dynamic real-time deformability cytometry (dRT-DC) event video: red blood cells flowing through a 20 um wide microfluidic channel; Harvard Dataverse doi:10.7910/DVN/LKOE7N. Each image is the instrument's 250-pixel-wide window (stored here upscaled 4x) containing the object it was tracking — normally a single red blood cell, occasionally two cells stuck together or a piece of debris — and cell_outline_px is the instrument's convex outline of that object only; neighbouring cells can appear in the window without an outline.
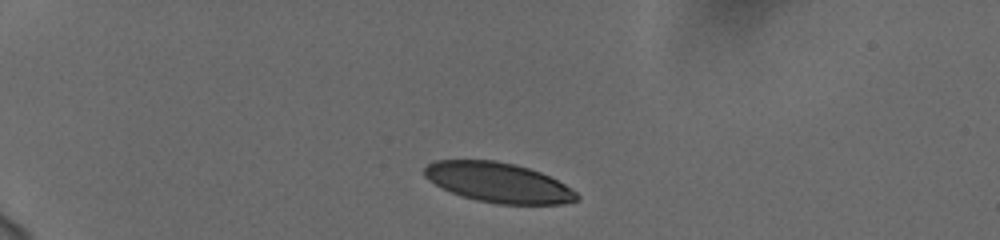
{"species": "human", "species_latin": "Homo sapiens", "temperature_condition": "cold", "stored_images_in_passage": 43, "camera_frame_rate_fps": 3000, "um_per_image_px": 0.085, "donor": {"sex": "female"}, "frame": {"image": 1, "passage_image": 1, "time_ms": 0.0, "image_size_px": [1000, 240], "cell_outline_px": [[580, 200], [564, 204], [496, 204], [476, 200], [452, 192], [428, 180], [424, 176], [424, 168], [428, 164], [436, 160], [496, 160], [516, 164], [540, 172], [564, 184], [576, 192], [580, 196]], "centroid_in_image_um": [42.38, 15.51], "position_along_channel_um": 42.6, "area_um2": 35.32}}
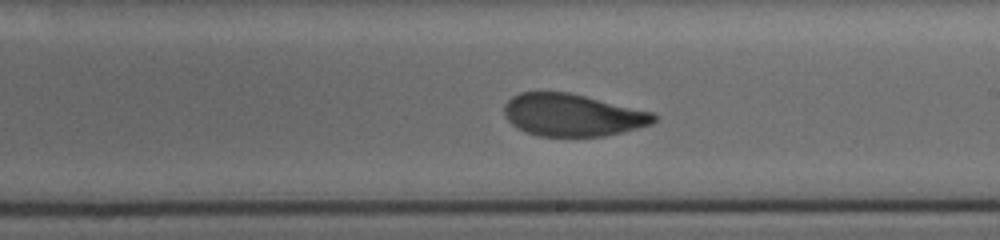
{"frame": {"image": 2, "passage_image": 22, "time_ms": 7.0, "image_size_px": [1000, 240], "cell_outline_px": [[656, 120], [652, 124], [604, 136], [540, 136], [524, 132], [516, 128], [504, 116], [504, 104], [512, 96], [520, 92], [568, 92], [652, 112], [656, 116]], "centroid_in_image_um": [48.6, 9.78], "position_along_channel_um": 240.4, "area_um2": 36.76}}
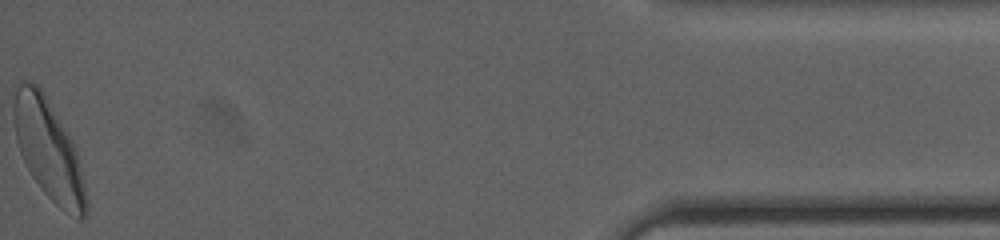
{"frame": {"image": 3, "passage_image": 43, "time_ms": 14.0, "image_size_px": [1000, 240], "cell_outline_px": [[88, 208], [84, 216], [80, 220], [64, 212], [40, 188], [32, 176], [20, 152], [16, 140], [12, 116], [12, 112], [16, 80], [20, 80], [36, 84], [44, 92], [72, 140], [76, 148], [88, 200]], "centroid_in_image_um": [4.11, 12.71], "position_along_channel_um": 431.1, "area_um2": 42.37}, "authors_computed_cell_mechanics": {"area_um2": 37.8012, "velocity_mm_per_s": 3.729, "shape_relaxation_time_tau1_ms": 3.4491, "shape_relaxation_time_tau2_ms": 1.0722, "deformation_change_tau1": 0.147, "deformation_change_tau2": 0.0638}}